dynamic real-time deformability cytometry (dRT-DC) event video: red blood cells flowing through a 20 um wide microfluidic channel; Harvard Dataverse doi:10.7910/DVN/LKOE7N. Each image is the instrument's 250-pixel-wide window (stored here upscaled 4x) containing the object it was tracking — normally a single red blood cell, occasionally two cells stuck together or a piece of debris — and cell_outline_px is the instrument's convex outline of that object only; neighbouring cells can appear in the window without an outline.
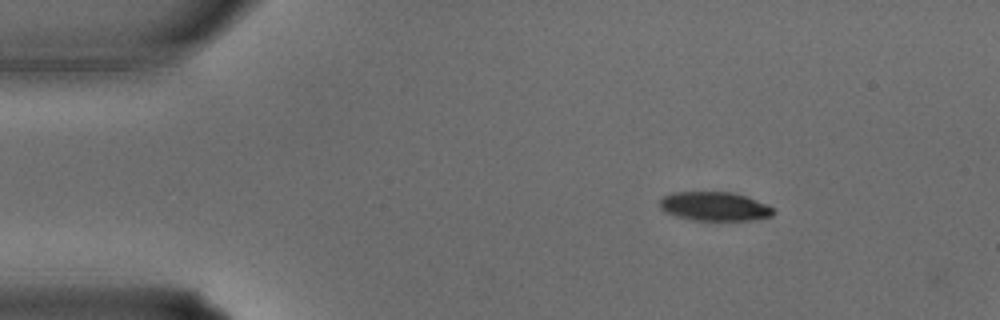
{"species": "common noctule bat (a hibernating species)", "species_latin": "Nyctalus noctula", "temperature_condition": "warm", "stored_images_in_passage": 6, "camera_frame_rate_fps": 3000, "um_per_image_px": 0.085, "animal": {"sex": "male", "body_mass_g": 15.6}, "frame": {"image": 1, "passage_image": 1, "time_ms": 0.0, "image_size_px": [1000, 320], "cell_outline_px": [[776, 208], [772, 216], [752, 220], [692, 220], [676, 216], [664, 212], [660, 208], [660, 200], [664, 196], [672, 192], [732, 192], [756, 200]], "centroid_in_image_um": [60.73, 17.54], "position_along_channel_um": 24.3, "area_um2": 19.19}}